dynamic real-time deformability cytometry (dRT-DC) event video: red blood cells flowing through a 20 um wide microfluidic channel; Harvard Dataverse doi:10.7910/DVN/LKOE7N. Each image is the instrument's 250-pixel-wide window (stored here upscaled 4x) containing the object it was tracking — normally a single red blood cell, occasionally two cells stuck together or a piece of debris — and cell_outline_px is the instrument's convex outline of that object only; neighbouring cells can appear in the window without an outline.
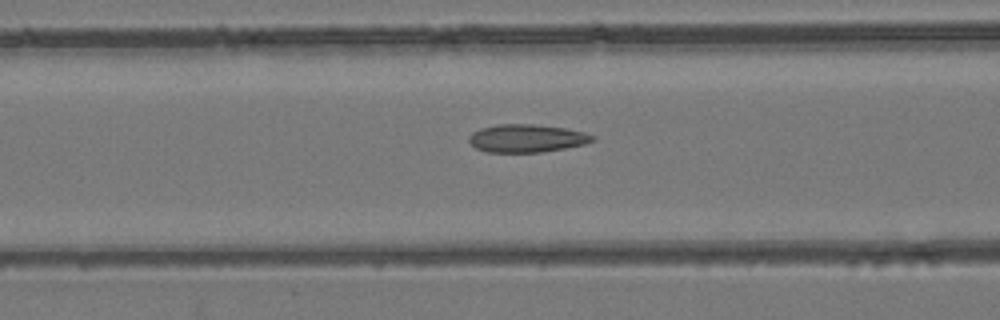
{"species": "common noctule bat (a hibernating species)", "species_latin": "Nyctalus noctula", "temperature_condition": "room temperature", "stored_images_in_passage": 54, "camera_frame_rate_fps": 3000, "um_per_image_px": 0.085, "animal": {"sex": "female", "body_mass_g": 24.6, "forearm_length_mm": 56.2}, "frame": {"image": 1, "passage_image": 22, "time_ms": 7.0, "image_size_px": [1000, 320], "cell_outline_px": [[596, 140], [584, 144], [564, 148], [540, 152], [488, 152], [476, 148], [468, 140], [468, 136], [472, 132], [480, 128], [496, 124], [532, 124], [564, 128], [584, 132], [596, 136]], "centroid_in_image_um": [44.76, 11.75], "position_along_channel_um": 121.8, "area_um2": 20.11}}
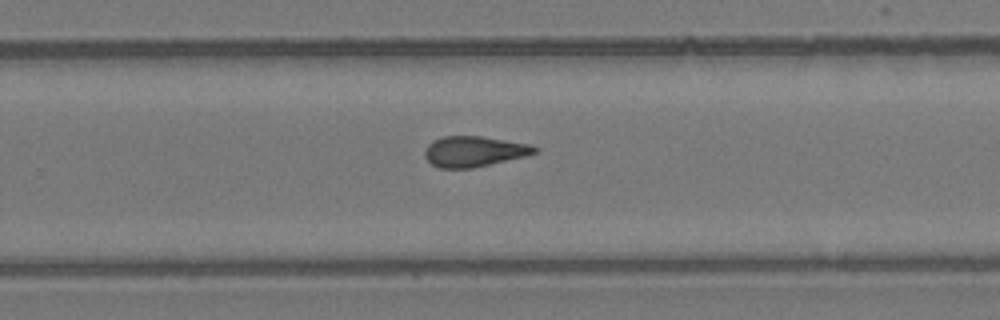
{"frame": {"image": 2, "passage_image": 35, "time_ms": 11.333, "image_size_px": [1000, 320], "cell_outline_px": [[540, 148], [536, 152], [528, 156], [472, 168], [440, 168], [432, 164], [424, 156], [424, 152], [428, 144], [432, 140], [444, 136], [480, 136], [528, 144]], "centroid_in_image_um": [40.29, 12.87], "position_along_channel_um": 289.5, "area_um2": 19.54}}
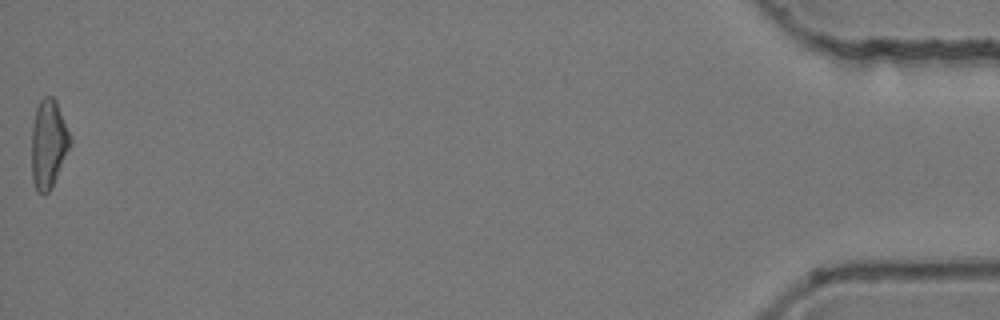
{"frame": {"image": 3, "passage_image": 54, "time_ms": 17.667, "image_size_px": [1000, 320], "cell_outline_px": [[72, 144], [52, 188], [44, 196], [36, 192], [32, 180], [32, 128], [36, 108], [40, 100], [44, 96], [52, 96], [56, 100], [72, 140]], "centroid_in_image_um": [4.12, 12.28], "position_along_channel_um": 431.1, "area_um2": 20.17}, "authors_computed_cell_mechanics": {"area_um2": 20.0855, "velocity_mm_per_s": 3.8758, "shape_relaxation_time_tau1_ms": 10.6099, "shape_relaxation_time_tau2_ms": 3.2899, "deformation_change_tau1": 0.2266, "deformation_change_tau2": 0.1067}}